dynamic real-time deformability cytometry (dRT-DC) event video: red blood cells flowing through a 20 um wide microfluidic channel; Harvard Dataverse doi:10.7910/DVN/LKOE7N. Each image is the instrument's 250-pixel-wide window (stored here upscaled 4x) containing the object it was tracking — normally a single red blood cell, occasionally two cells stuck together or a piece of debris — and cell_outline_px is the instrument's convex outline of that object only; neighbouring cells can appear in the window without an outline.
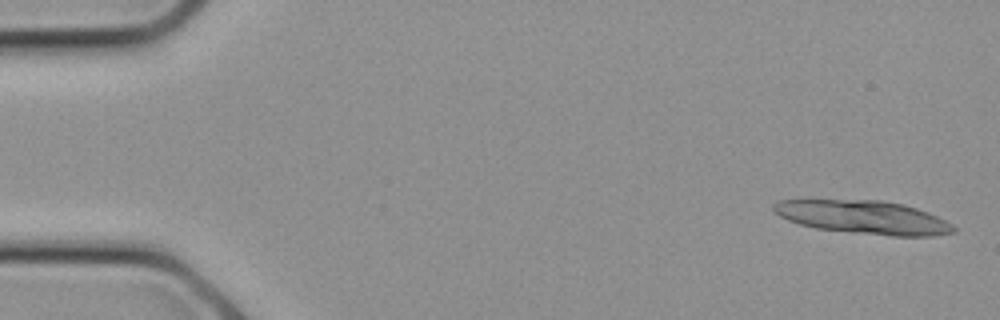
{"species": "common noctule bat (a hibernating species)", "species_latin": "Nyctalus noctula", "temperature_condition": "cold", "stored_images_in_passage": 25, "camera_frame_rate_fps": 3000, "um_per_image_px": 0.085, "animal": {"sex": "female", "body_mass_g": 21.9}, "frame": {"image": 1, "passage_image": 1, "time_ms": 0.0, "image_size_px": [1000, 320], "cell_outline_px": [[956, 232], [932, 236], [892, 236], [852, 232], [816, 228], [800, 224], [788, 220], [780, 216], [772, 208], [772, 204], [780, 200], [880, 200], [904, 204], [928, 212], [952, 224], [956, 228]], "centroid_in_image_um": [73.42, 18.46], "position_along_channel_um": 11.6, "area_um2": 34.85}}
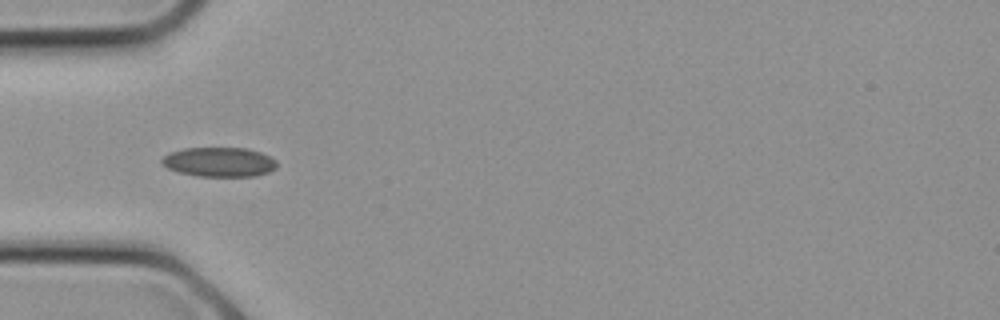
{"frame": {"image": 2, "passage_image": 8, "time_ms": 2.333, "image_size_px": [1000, 320], "cell_outline_px": [[276, 168], [268, 172], [256, 176], [196, 176], [180, 172], [168, 168], [160, 164], [160, 160], [168, 152], [184, 148], [248, 148], [260, 152], [276, 160]], "centroid_in_image_um": [18.6, 13.76], "position_along_channel_um": 66.4, "area_um2": 19.83}}
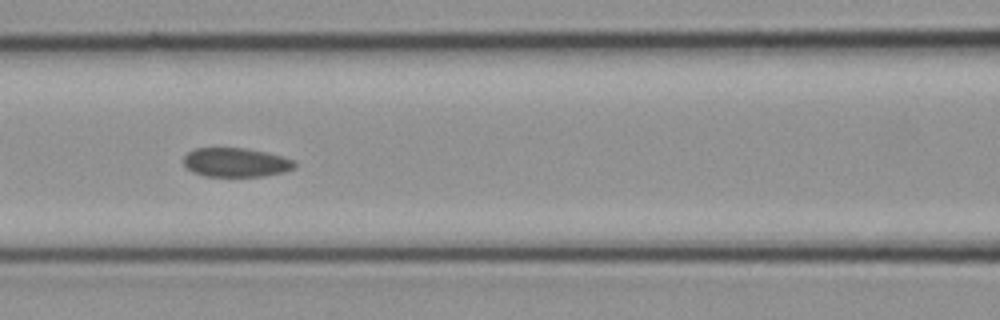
{"frame": {"image": 3, "passage_image": 11, "time_ms": 3.333, "image_size_px": [1000, 320], "cell_outline_px": [[296, 168], [284, 172], [264, 176], [204, 176], [192, 172], [184, 164], [184, 156], [188, 152], [196, 148], [248, 148], [268, 152], [284, 156], [296, 160]], "centroid_in_image_um": [20.11, 13.8], "position_along_channel_um": 146.5, "area_um2": 19.07}}